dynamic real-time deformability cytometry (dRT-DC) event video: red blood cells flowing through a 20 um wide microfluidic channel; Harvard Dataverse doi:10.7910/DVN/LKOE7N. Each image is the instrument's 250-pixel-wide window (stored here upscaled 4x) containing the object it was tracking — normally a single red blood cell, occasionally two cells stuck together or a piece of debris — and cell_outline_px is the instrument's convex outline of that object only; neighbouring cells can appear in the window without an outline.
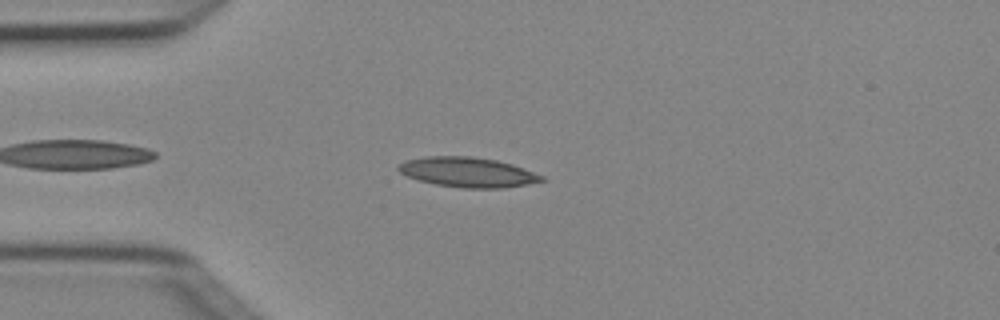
{"species": "Egyptian fruit bat (a non-hibernating species)", "species_latin": "Rousettus aegyptiacus", "temperature_condition": "cold", "stored_images_in_passage": 4, "camera_frame_rate_fps": 3000, "um_per_image_px": 0.085, "animal": {"sex": "female"}, "frame": {"image": 1, "passage_image": 3, "time_ms": 0.667, "image_size_px": [1000, 320], "cell_outline_px": [[548, 180], [528, 184], [504, 188], [460, 188], [436, 184], [420, 180], [408, 176], [400, 172], [396, 168], [400, 164], [408, 160], [424, 156], [468, 156], [496, 160], [512, 164], [544, 176]], "centroid_in_image_um": [39.79, 14.64], "position_along_channel_um": 45.2, "area_um2": 24.85}}